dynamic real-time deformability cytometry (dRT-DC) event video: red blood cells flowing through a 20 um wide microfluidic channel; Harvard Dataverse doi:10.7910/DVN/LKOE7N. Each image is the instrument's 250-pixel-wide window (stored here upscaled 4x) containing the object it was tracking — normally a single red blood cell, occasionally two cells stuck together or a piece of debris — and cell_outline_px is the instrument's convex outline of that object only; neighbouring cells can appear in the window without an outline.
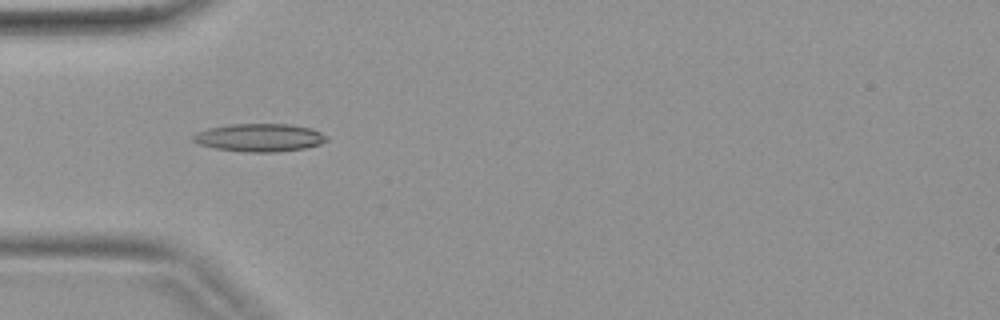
{"species": "common noctule bat (a hibernating species)", "species_latin": "Nyctalus noctula", "temperature_condition": "warm", "stored_images_in_passage": 3, "camera_frame_rate_fps": 3000, "um_per_image_px": 0.085, "animal": {"sex": "female", "body_mass_g": 19.9}, "frame": {"image": 1, "passage_image": 3, "time_ms": 0.667, "image_size_px": [1000, 320], "cell_outline_px": [[328, 140], [320, 144], [304, 148], [276, 152], [244, 152], [216, 148], [200, 144], [192, 140], [192, 136], [196, 132], [208, 128], [232, 124], [292, 124], [312, 128], [328, 136]], "centroid_in_image_um": [22.08, 11.69], "position_along_channel_um": 62.9, "area_um2": 21.79}}